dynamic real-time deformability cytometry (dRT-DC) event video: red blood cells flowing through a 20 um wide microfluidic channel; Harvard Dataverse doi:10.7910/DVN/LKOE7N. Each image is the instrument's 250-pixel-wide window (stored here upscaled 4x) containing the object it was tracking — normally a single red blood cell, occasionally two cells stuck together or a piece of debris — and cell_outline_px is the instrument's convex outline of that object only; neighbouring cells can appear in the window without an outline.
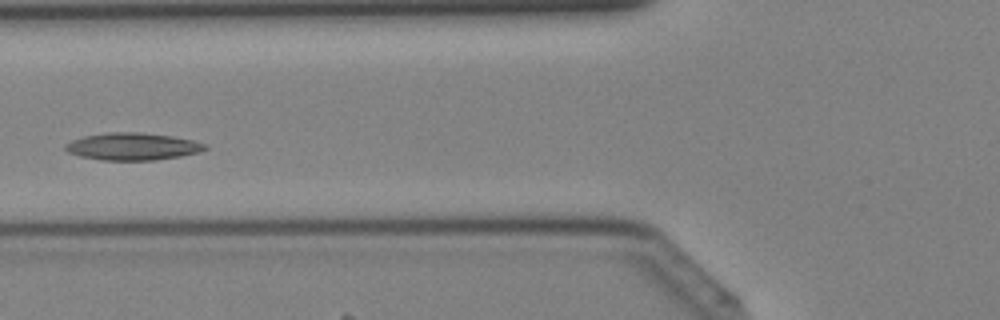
{"species": "Egyptian fruit bat (a non-hibernating species)", "species_latin": "Rousettus aegyptiacus", "temperature_condition": "cold", "stored_images_in_passage": 43, "camera_frame_rate_fps": 3000, "um_per_image_px": 0.085, "animal": {"sex": "female"}, "frame": {"image": 1, "passage_image": 17, "time_ms": 5.333, "image_size_px": [1000, 320], "cell_outline_px": [[208, 148], [200, 152], [180, 156], [156, 160], [100, 160], [80, 156], [68, 152], [64, 148], [64, 144], [72, 140], [84, 136], [108, 132], [140, 132], [172, 136], [192, 140], [208, 144]], "centroid_in_image_um": [11.28, 12.45], "position_along_channel_um": 114.5, "area_um2": 22.31}}
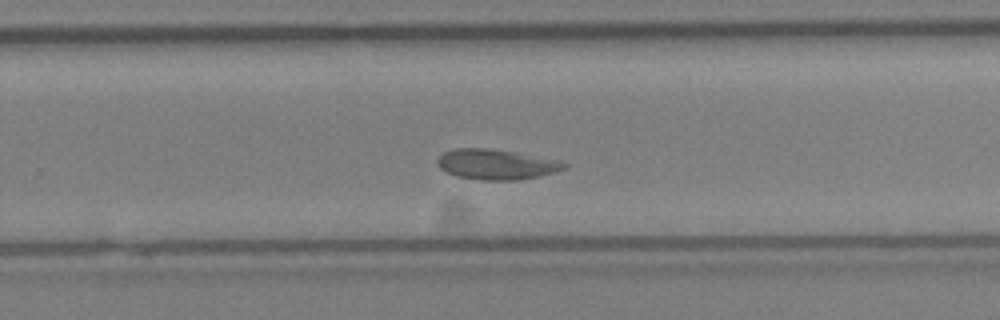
{"frame": {"image": 2, "passage_image": 28, "time_ms": 9.0, "image_size_px": [1000, 320], "cell_outline_px": [[568, 168], [540, 176], [516, 180], [480, 180], [456, 176], [440, 168], [436, 160], [444, 152], [452, 148], [488, 148], [512, 152], [556, 160], [568, 164]], "centroid_in_image_um": [42.16, 13.98], "position_along_channel_um": 287.6, "area_um2": 22.14}}
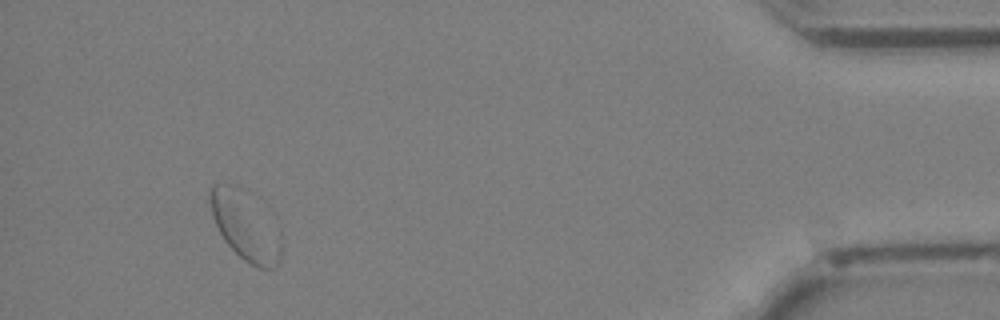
{"frame": {"image": 3, "passage_image": 40, "time_ms": 13.0, "image_size_px": [1000, 320], "cell_outline_px": [[280, 256], [276, 264], [272, 268], [256, 268], [244, 260], [224, 240], [212, 216], [208, 200], [208, 192], [212, 184], [232, 184], [240, 188], [280, 232]], "centroid_in_image_um": [20.78, 19.21], "position_along_channel_um": 414.4, "area_um2": 27.51}}